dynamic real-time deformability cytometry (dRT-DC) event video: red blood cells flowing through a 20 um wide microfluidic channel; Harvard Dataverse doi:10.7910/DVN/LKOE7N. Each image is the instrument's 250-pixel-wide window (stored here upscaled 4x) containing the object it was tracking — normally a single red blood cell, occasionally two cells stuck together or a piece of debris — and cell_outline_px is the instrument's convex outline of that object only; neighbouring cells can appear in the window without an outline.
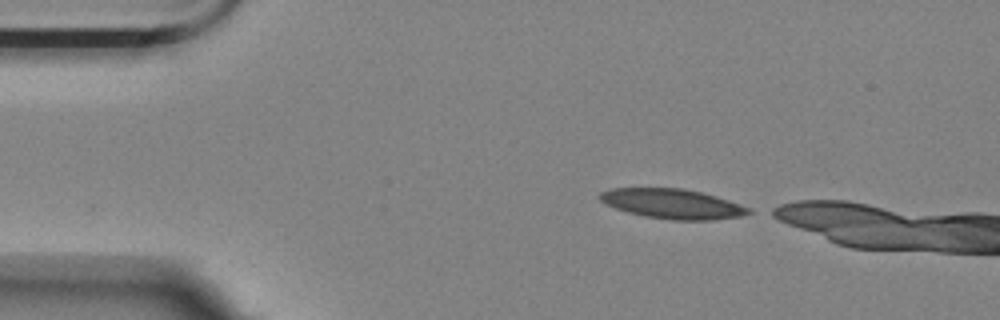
{"species": "Egyptian fruit bat (a non-hibernating species)", "species_latin": "Rousettus aegyptiacus", "temperature_condition": "room temperature", "stored_images_in_passage": 8, "camera_frame_rate_fps": 3000, "um_per_image_px": 0.085, "animal": {"sex": "female"}, "frame": {"image": 1, "passage_image": 1, "time_ms": 0.0, "image_size_px": [1000, 320], "cell_outline_px": [[752, 212], [744, 216], [712, 220], [672, 220], [644, 216], [628, 212], [604, 204], [596, 196], [600, 192], [608, 188], [684, 188], [716, 196], [752, 208]], "centroid_in_image_um": [57.15, 17.32], "position_along_channel_um": 27.9, "area_um2": 26.07}}